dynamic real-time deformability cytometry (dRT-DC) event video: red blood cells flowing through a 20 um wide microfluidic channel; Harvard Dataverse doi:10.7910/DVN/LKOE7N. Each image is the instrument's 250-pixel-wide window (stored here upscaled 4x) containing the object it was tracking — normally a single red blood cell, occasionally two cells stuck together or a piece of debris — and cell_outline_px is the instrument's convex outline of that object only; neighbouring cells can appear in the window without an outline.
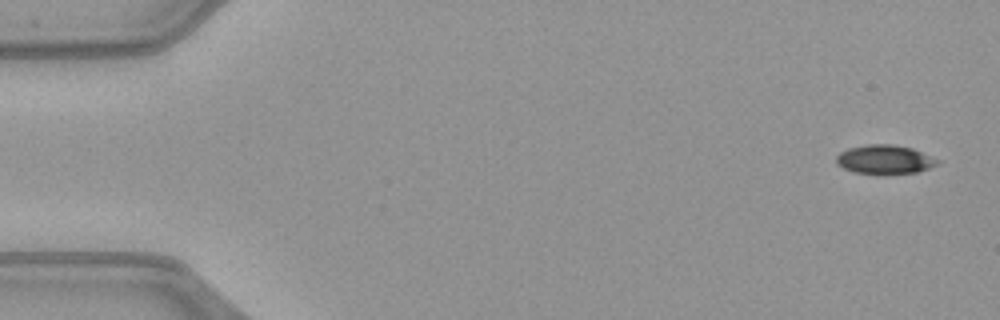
{"species": "common noctule bat (a hibernating species)", "species_latin": "Nyctalus noctula", "temperature_condition": "warm", "stored_images_in_passage": 50, "camera_frame_rate_fps": 3000, "um_per_image_px": 0.085, "animal": {"sex": "female", "body_mass_g": 21.9}, "frame": {"image": 1, "passage_image": 1, "time_ms": 0.0, "image_size_px": [1000, 320], "cell_outline_px": [[940, 164], [916, 172], [884, 176], [880, 176], [856, 172], [844, 168], [836, 164], [836, 156], [840, 152], [848, 148], [868, 144], [896, 144], [912, 148], [940, 160]], "centroid_in_image_um": [75.2, 13.58], "position_along_channel_um": 9.8, "area_um2": 17.57}}
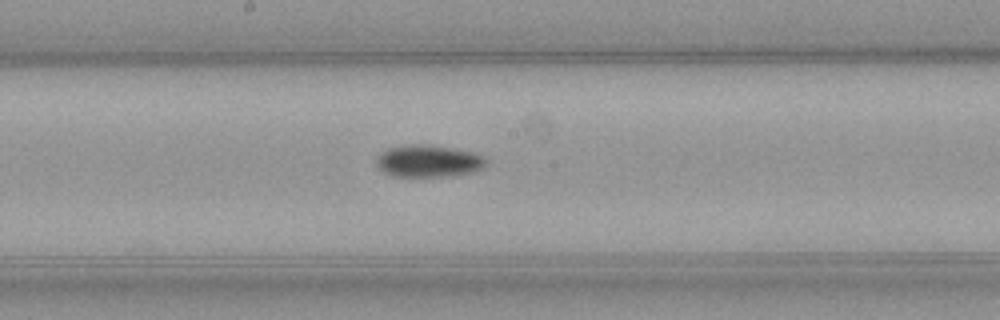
{"frame": {"image": 2, "passage_image": 26, "time_ms": 8.333, "image_size_px": [1000, 320], "cell_outline_px": [[488, 164], [484, 168], [476, 172], [456, 176], [388, 176], [376, 168], [376, 156], [380, 152], [388, 148], [412, 144], [428, 144], [452, 148], [472, 152], [484, 156], [488, 160]], "centroid_in_image_um": [36.42, 13.7], "position_along_channel_um": 211.8, "area_um2": 21.15}}
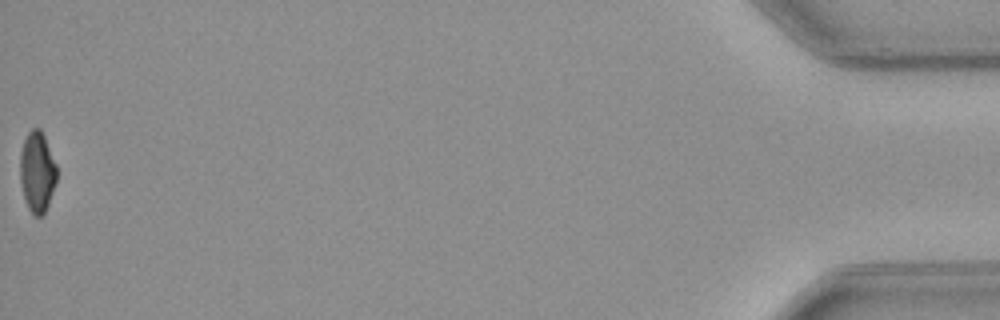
{"frame": {"image": 3, "passage_image": 50, "time_ms": 16.333, "image_size_px": [1000, 320], "cell_outline_px": [[56, 184], [48, 204], [44, 212], [40, 216], [36, 216], [28, 208], [24, 196], [20, 180], [20, 152], [24, 140], [28, 132], [32, 128], [40, 128], [44, 136], [56, 164]], "centroid_in_image_um": [3.15, 14.59], "position_along_channel_um": 432.0, "area_um2": 17.05}, "authors_computed_cell_mechanics": {"area_um2": 18.8139, "velocity_mm_per_s": 4.0835, "shape_relaxation_time_tau1_ms": 3.8624, "shape_relaxation_time_tau2_ms": null, "deformation_change_tau1": 0.1426, "deformation_change_tau2": null}}